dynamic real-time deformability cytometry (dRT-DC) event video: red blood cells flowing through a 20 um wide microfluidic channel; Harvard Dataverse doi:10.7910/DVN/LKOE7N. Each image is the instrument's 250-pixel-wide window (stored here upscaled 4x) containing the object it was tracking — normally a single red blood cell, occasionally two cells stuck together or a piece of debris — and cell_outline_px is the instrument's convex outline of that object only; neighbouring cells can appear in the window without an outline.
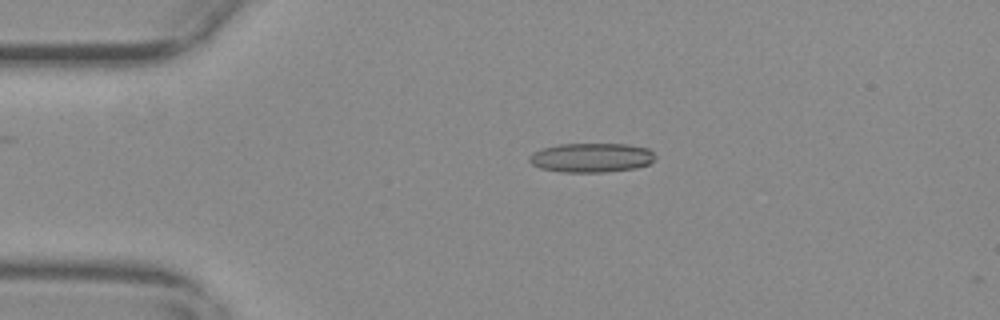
{"species": "common noctule bat (a hibernating species)", "species_latin": "Nyctalus noctula", "temperature_condition": "warm", "stored_images_in_passage": 4, "camera_frame_rate_fps": 3000, "um_per_image_px": 0.085, "animal": {"sex": "female", "body_mass_g": 29.2, "forearm_length_mm": 56.3}, "frame": {"image": 1, "passage_image": 3, "time_ms": 0.667, "image_size_px": [1000, 320], "cell_outline_px": [[656, 156], [648, 164], [636, 168], [604, 172], [564, 172], [540, 168], [532, 164], [528, 160], [528, 156], [532, 152], [544, 148], [560, 144], [628, 144], [648, 148]], "centroid_in_image_um": [50.25, 13.4], "position_along_channel_um": 34.7, "area_um2": 21.44}}